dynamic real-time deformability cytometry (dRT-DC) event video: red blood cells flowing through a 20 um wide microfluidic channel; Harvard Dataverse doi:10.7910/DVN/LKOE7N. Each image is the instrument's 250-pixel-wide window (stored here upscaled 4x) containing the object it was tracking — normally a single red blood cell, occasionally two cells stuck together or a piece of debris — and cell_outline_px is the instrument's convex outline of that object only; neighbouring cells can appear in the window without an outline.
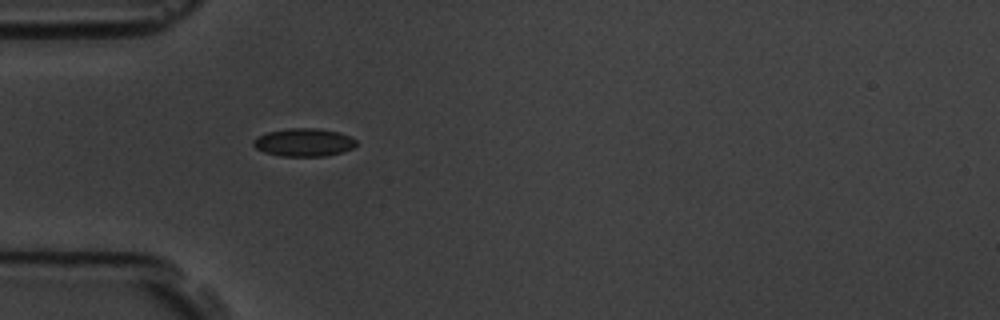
{"species": "common noctule bat (a hibernating species)", "species_latin": "Nyctalus noctula", "temperature_condition": "room temperature", "stored_images_in_passage": 6, "camera_frame_rate_fps": 3000, "um_per_image_px": 0.085, "animal": {"sex": "male", "body_mass_g": 19.5, "forearm_length_mm": 54.6}, "frame": {"image": 1, "passage_image": 6, "time_ms": 5.667, "image_size_px": [1000, 320], "cell_outline_px": [[356, 144], [352, 148], [340, 152], [324, 156], [280, 156], [264, 152], [256, 148], [252, 144], [252, 140], [256, 136], [268, 132], [288, 128], [316, 128], [340, 132], [356, 140]], "centroid_in_image_um": [25.78, 12.09], "position_along_channel_um": 59.2, "area_um2": 16.76}}